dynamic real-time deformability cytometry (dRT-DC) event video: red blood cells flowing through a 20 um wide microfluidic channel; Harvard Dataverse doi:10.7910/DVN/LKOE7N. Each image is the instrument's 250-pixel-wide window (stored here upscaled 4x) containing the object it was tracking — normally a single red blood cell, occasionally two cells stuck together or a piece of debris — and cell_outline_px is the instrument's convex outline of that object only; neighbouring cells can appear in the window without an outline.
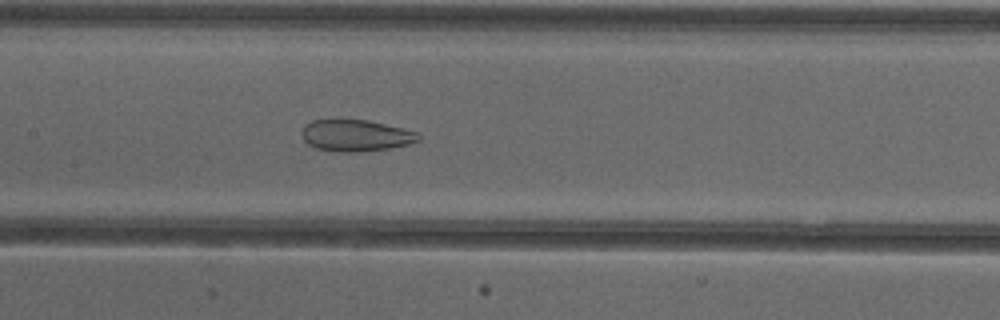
{"species": "common noctule bat (a hibernating species)", "species_latin": "Nyctalus noctula", "temperature_condition": "cold", "stored_images_in_passage": 53, "camera_frame_rate_fps": 3000, "um_per_image_px": 0.085, "animal": {"sex": "female"}, "frame": {"image": 1, "passage_image": 26, "time_ms": 8.333, "image_size_px": [1000, 320], "cell_outline_px": [[420, 140], [408, 144], [388, 148], [356, 152], [340, 152], [316, 148], [308, 144], [304, 140], [300, 132], [304, 124], [312, 120], [368, 120], [404, 128], [420, 132]], "centroid_in_image_um": [30.24, 11.51], "position_along_channel_um": 177.2, "area_um2": 21.56}}
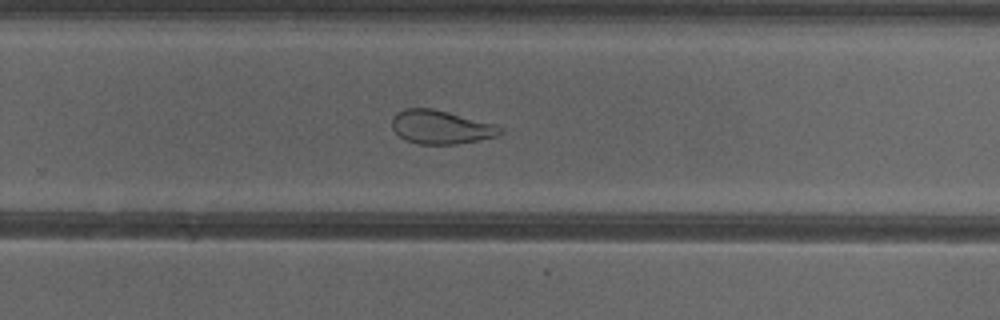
{"frame": {"image": 2, "passage_image": 35, "time_ms": 11.333, "image_size_px": [1000, 320], "cell_outline_px": [[504, 132], [496, 136], [456, 144], [420, 144], [404, 140], [392, 128], [392, 116], [396, 112], [404, 108], [432, 108], [448, 112], [492, 124], [504, 128]], "centroid_in_image_um": [37.42, 10.8], "position_along_channel_um": 292.4, "area_um2": 21.04}}
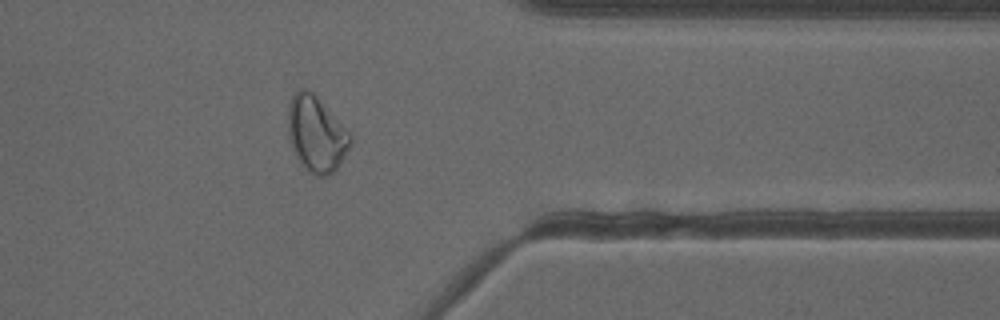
{"frame": {"image": 3, "passage_image": 43, "time_ms": 14.0, "image_size_px": [1000, 320], "cell_outline_px": [[352, 144], [336, 168], [332, 172], [324, 176], [316, 176], [308, 172], [300, 164], [292, 148], [288, 132], [288, 104], [292, 96], [300, 88], [308, 88], [316, 96], [352, 136]], "centroid_in_image_um": [26.86, 11.4], "position_along_channel_um": 384.5, "area_um2": 27.22}, "authors_computed_cell_mechanics": {"area_um2": 29.1312, "velocity_mm_per_s": 3.8653, "shape_relaxation_time_tau1_ms": null, "shape_relaxation_time_tau2_ms": 1.6509, "deformation_change_tau1": null, "deformation_change_tau2": 0.0828}}